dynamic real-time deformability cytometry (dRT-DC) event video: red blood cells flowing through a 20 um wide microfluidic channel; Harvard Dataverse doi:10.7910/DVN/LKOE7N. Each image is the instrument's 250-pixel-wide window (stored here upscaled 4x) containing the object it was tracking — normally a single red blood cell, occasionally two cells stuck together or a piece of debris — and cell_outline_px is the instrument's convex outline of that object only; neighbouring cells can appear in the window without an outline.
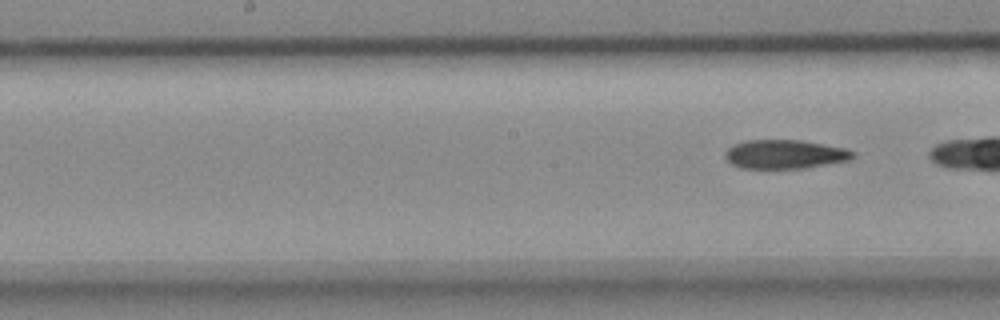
{"species": "common noctule bat (a hibernating species)", "species_latin": "Nyctalus noctula", "temperature_condition": "cold", "stored_images_in_passage": 12, "camera_frame_rate_fps": 3000, "um_per_image_px": 0.085, "animal": {"sex": "female", "body_mass_g": 18.4}, "frame": {"image": 1, "passage_image": 12, "time_ms": 3.667, "image_size_px": [1000, 320], "cell_outline_px": [[856, 152], [848, 160], [804, 168], [740, 168], [732, 164], [724, 156], [724, 152], [728, 148], [744, 140], [800, 140], [824, 144], [844, 148]], "centroid_in_image_um": [66.68, 13.1], "position_along_channel_um": 181.5, "area_um2": 21.33}}